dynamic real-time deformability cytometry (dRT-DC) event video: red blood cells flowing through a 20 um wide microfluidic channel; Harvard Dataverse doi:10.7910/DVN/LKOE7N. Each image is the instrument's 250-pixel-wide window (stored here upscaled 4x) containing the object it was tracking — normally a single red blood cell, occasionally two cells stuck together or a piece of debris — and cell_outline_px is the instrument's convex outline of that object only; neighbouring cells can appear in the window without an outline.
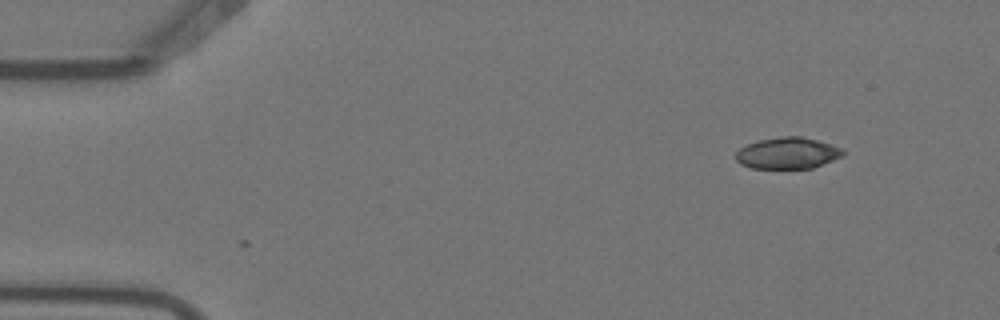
{"species": "Egyptian fruit bat (a non-hibernating species)", "species_latin": "Rousettus aegyptiacus", "temperature_condition": "warm", "stored_images_in_passage": 4, "camera_frame_rate_fps": 3000, "um_per_image_px": 0.085, "animal": {"sex": "female"}, "frame": {"image": 1, "passage_image": 1, "time_ms": 0.0, "image_size_px": [1000, 320], "cell_outline_px": [[844, 156], [812, 168], [752, 168], [740, 164], [736, 160], [736, 152], [740, 148], [748, 144], [760, 140], [780, 136], [800, 136], [832, 144], [844, 148]], "centroid_in_image_um": [66.98, 13.01], "position_along_channel_um": 18.0, "area_um2": 19.65}}
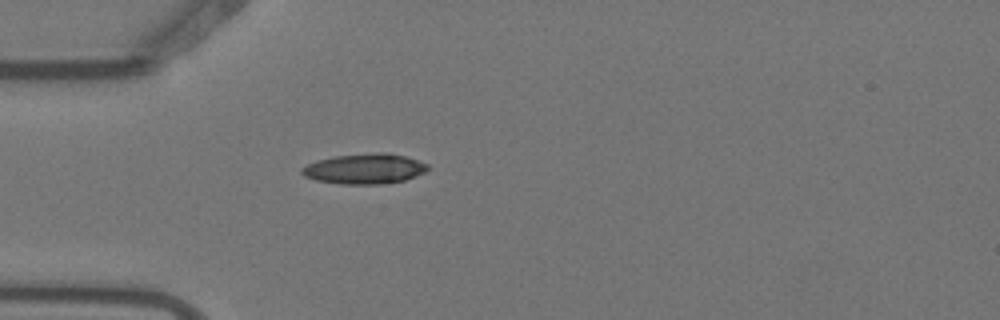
{"frame": {"image": 2, "passage_image": 4, "time_ms": 1.0, "image_size_px": [1000, 320], "cell_outline_px": [[428, 168], [424, 172], [416, 176], [404, 180], [380, 184], [340, 184], [316, 180], [304, 176], [300, 172], [300, 168], [316, 160], [336, 156], [376, 152], [384, 152], [404, 156], [428, 164]], "centroid_in_image_um": [30.96, 14.35], "position_along_channel_um": 54.0, "area_um2": 22.08}}